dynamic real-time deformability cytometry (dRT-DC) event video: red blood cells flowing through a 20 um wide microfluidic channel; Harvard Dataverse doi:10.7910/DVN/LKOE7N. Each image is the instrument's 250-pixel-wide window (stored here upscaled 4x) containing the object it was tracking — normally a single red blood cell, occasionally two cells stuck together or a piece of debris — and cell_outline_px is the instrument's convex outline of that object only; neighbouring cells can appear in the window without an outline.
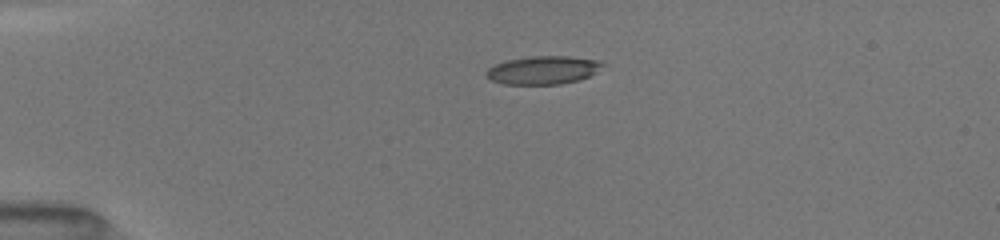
{"species": "common noctule bat (a hibernating species)", "species_latin": "Nyctalus noctula", "temperature_condition": "room temperature", "stored_images_in_passage": 40, "camera_frame_rate_fps": 3000, "um_per_image_px": 0.085, "animal": {"sex": "female", "body_mass_g": 19.5, "forearm_length_mm": 54.1}, "frame": {"image": 1, "passage_image": 1, "time_ms": 0.0, "image_size_px": [1000, 240], "cell_outline_px": [[604, 64], [588, 76], [580, 80], [560, 84], [504, 84], [492, 80], [484, 76], [484, 72], [488, 68], [496, 64], [508, 60], [532, 56], [568, 56], [600, 60]], "centroid_in_image_um": [46.12, 5.96], "position_along_channel_um": 38.9, "area_um2": 19.02}}
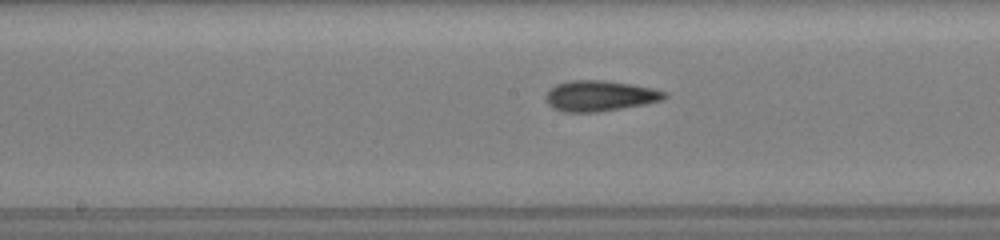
{"frame": {"image": 2, "passage_image": 16, "time_ms": 5.0, "image_size_px": [1000, 240], "cell_outline_px": [[668, 96], [664, 100], [644, 104], [596, 112], [564, 112], [552, 108], [548, 104], [544, 96], [556, 84], [572, 80], [604, 80], [656, 88], [668, 92]], "centroid_in_image_um": [51.01, 8.14], "position_along_channel_um": 197.2, "area_um2": 21.27}}
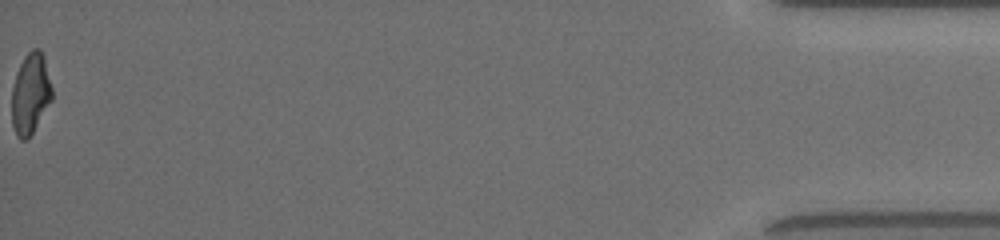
{"frame": {"image": 3, "passage_image": 40, "time_ms": 13.0, "image_size_px": [1000, 240], "cell_outline_px": [[52, 100], [28, 140], [20, 140], [16, 136], [12, 124], [12, 88], [16, 72], [24, 56], [32, 48], [40, 48], [44, 56], [52, 88]], "centroid_in_image_um": [2.59, 7.96], "position_along_channel_um": 432.6, "area_um2": 19.19}, "authors_computed_cell_mechanics": {"area_um2": 19.652, "velocity_mm_per_s": 4.0758, "shape_relaxation_time_tau1_ms": 6.0476, "shape_relaxation_time_tau2_ms": 1.8843, "deformation_change_tau1": 0.2055, "deformation_change_tau2": 0.1083}}